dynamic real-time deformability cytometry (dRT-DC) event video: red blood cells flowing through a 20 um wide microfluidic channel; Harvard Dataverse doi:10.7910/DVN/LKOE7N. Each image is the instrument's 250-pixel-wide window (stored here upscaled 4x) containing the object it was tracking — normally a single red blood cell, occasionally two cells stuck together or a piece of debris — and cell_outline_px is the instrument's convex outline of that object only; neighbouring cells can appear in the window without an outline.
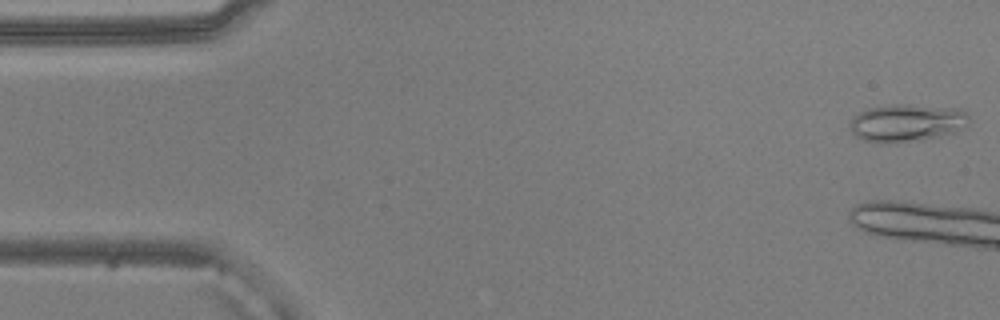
{"species": "common noctule bat (a hibernating species)", "species_latin": "Nyctalus noctula", "temperature_condition": "warm", "stored_images_in_passage": 11, "camera_frame_rate_fps": 3000, "um_per_image_px": 0.085, "animal": {"sex": "male", "body_mass_g": 20.5, "forearm_length_mm": 52.5}, "frame": {"image": 1, "passage_image": 1, "time_ms": 0.0, "image_size_px": [1000, 320], "cell_outline_px": [[968, 116], [956, 132], [924, 140], [864, 140], [856, 136], [848, 128], [848, 124], [852, 116], [868, 108], [900, 104], [908, 104], [960, 108]], "centroid_in_image_um": [77.03, 10.4], "position_along_channel_um": 8.0, "area_um2": 25.26}}